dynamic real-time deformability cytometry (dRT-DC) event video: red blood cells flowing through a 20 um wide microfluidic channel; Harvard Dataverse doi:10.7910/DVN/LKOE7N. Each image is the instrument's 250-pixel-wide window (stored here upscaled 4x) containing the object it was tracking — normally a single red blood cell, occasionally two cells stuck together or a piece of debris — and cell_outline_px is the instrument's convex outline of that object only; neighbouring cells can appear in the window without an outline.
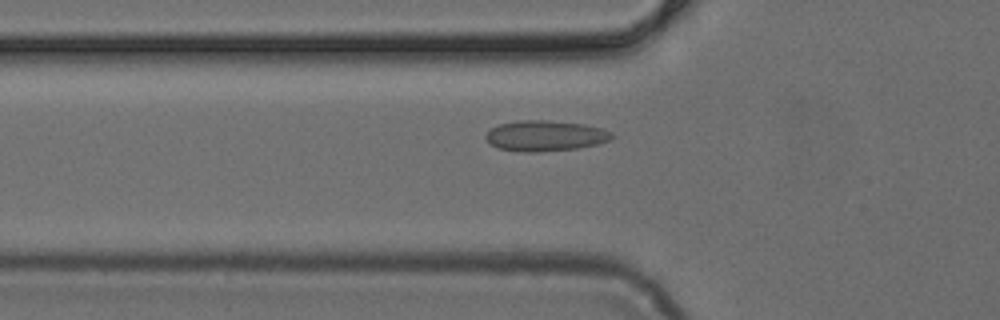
{"species": "common noctule bat (a hibernating species)", "species_latin": "Nyctalus noctula", "temperature_condition": "cold", "stored_images_in_passage": 31, "camera_frame_rate_fps": 3000, "um_per_image_px": 0.085, "animal": {"sex": "female", "body_mass_g": 24.6, "forearm_length_mm": 56.2}, "frame": {"image": 1, "passage_image": 14, "time_ms": 4.333, "image_size_px": [1000, 320], "cell_outline_px": [[616, 136], [608, 140], [596, 144], [576, 148], [536, 152], [524, 152], [496, 148], [484, 136], [492, 128], [500, 124], [520, 120], [548, 120], [584, 124], [604, 128], [612, 132]], "centroid_in_image_um": [46.37, 11.53], "position_along_channel_um": 79.4, "area_um2": 22.43}}
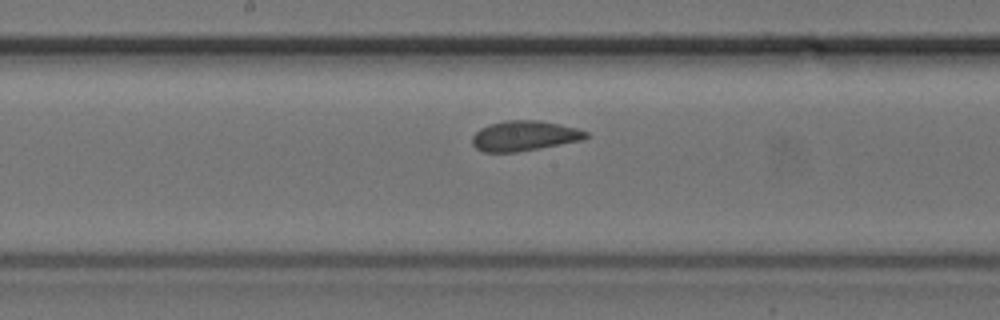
{"frame": {"image": 2, "passage_image": 23, "time_ms": 7.333, "image_size_px": [1000, 320], "cell_outline_px": [[588, 136], [584, 140], [540, 148], [516, 152], [484, 152], [476, 148], [472, 144], [472, 136], [480, 128], [488, 124], [508, 120], [540, 120], [576, 128], [588, 132]], "centroid_in_image_um": [44.56, 11.55], "position_along_channel_um": 203.6, "area_um2": 20.0}}
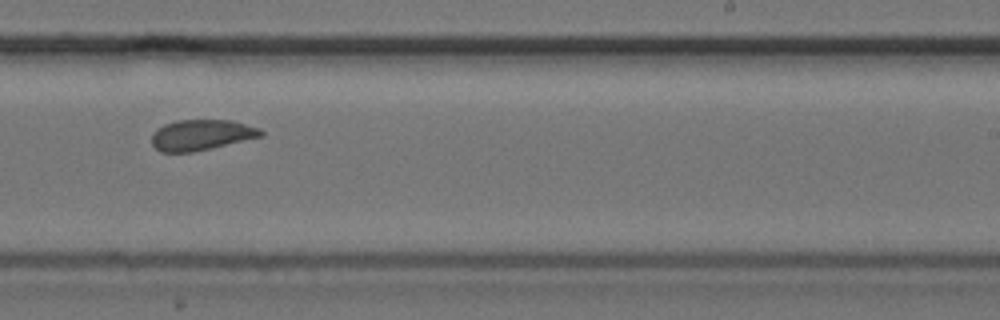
{"frame": {"image": 3, "passage_image": 28, "time_ms": 9.0, "image_size_px": [1000, 320], "cell_outline_px": [[264, 136], [192, 152], [160, 152], [152, 144], [152, 136], [156, 128], [164, 124], [176, 120], [232, 120], [260, 128], [264, 132]], "centroid_in_image_um": [17.12, 11.46], "position_along_channel_um": 271.9, "area_um2": 19.54}}